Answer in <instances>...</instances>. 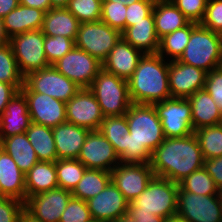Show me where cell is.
<instances>
[{
    "label": "cell",
    "instance_id": "cell-38",
    "mask_svg": "<svg viewBox=\"0 0 222 222\" xmlns=\"http://www.w3.org/2000/svg\"><path fill=\"white\" fill-rule=\"evenodd\" d=\"M179 187L186 192L199 195H219L215 181L204 167L191 173L179 183Z\"/></svg>",
    "mask_w": 222,
    "mask_h": 222
},
{
    "label": "cell",
    "instance_id": "cell-7",
    "mask_svg": "<svg viewBox=\"0 0 222 222\" xmlns=\"http://www.w3.org/2000/svg\"><path fill=\"white\" fill-rule=\"evenodd\" d=\"M45 35L42 30L17 34L9 39L18 69L23 77L49 65L44 50Z\"/></svg>",
    "mask_w": 222,
    "mask_h": 222
},
{
    "label": "cell",
    "instance_id": "cell-49",
    "mask_svg": "<svg viewBox=\"0 0 222 222\" xmlns=\"http://www.w3.org/2000/svg\"><path fill=\"white\" fill-rule=\"evenodd\" d=\"M17 91L12 84L0 82V114L5 112L10 99Z\"/></svg>",
    "mask_w": 222,
    "mask_h": 222
},
{
    "label": "cell",
    "instance_id": "cell-21",
    "mask_svg": "<svg viewBox=\"0 0 222 222\" xmlns=\"http://www.w3.org/2000/svg\"><path fill=\"white\" fill-rule=\"evenodd\" d=\"M31 123L25 94L19 90L10 99L6 110L1 114V137L23 134Z\"/></svg>",
    "mask_w": 222,
    "mask_h": 222
},
{
    "label": "cell",
    "instance_id": "cell-35",
    "mask_svg": "<svg viewBox=\"0 0 222 222\" xmlns=\"http://www.w3.org/2000/svg\"><path fill=\"white\" fill-rule=\"evenodd\" d=\"M204 159L222 156V124L204 126L194 131Z\"/></svg>",
    "mask_w": 222,
    "mask_h": 222
},
{
    "label": "cell",
    "instance_id": "cell-34",
    "mask_svg": "<svg viewBox=\"0 0 222 222\" xmlns=\"http://www.w3.org/2000/svg\"><path fill=\"white\" fill-rule=\"evenodd\" d=\"M98 131L113 145L120 157L125 151L126 133L129 132L126 116L104 117Z\"/></svg>",
    "mask_w": 222,
    "mask_h": 222
},
{
    "label": "cell",
    "instance_id": "cell-52",
    "mask_svg": "<svg viewBox=\"0 0 222 222\" xmlns=\"http://www.w3.org/2000/svg\"><path fill=\"white\" fill-rule=\"evenodd\" d=\"M20 4V0H0V18H4L10 11Z\"/></svg>",
    "mask_w": 222,
    "mask_h": 222
},
{
    "label": "cell",
    "instance_id": "cell-42",
    "mask_svg": "<svg viewBox=\"0 0 222 222\" xmlns=\"http://www.w3.org/2000/svg\"><path fill=\"white\" fill-rule=\"evenodd\" d=\"M90 220L92 216L87 201L72 196L59 222H88Z\"/></svg>",
    "mask_w": 222,
    "mask_h": 222
},
{
    "label": "cell",
    "instance_id": "cell-29",
    "mask_svg": "<svg viewBox=\"0 0 222 222\" xmlns=\"http://www.w3.org/2000/svg\"><path fill=\"white\" fill-rule=\"evenodd\" d=\"M153 17L159 39L191 22L170 0L155 2Z\"/></svg>",
    "mask_w": 222,
    "mask_h": 222
},
{
    "label": "cell",
    "instance_id": "cell-54",
    "mask_svg": "<svg viewBox=\"0 0 222 222\" xmlns=\"http://www.w3.org/2000/svg\"><path fill=\"white\" fill-rule=\"evenodd\" d=\"M70 0H50L52 8H67Z\"/></svg>",
    "mask_w": 222,
    "mask_h": 222
},
{
    "label": "cell",
    "instance_id": "cell-9",
    "mask_svg": "<svg viewBox=\"0 0 222 222\" xmlns=\"http://www.w3.org/2000/svg\"><path fill=\"white\" fill-rule=\"evenodd\" d=\"M121 32L103 21L80 23L75 46L98 59L101 63L121 39Z\"/></svg>",
    "mask_w": 222,
    "mask_h": 222
},
{
    "label": "cell",
    "instance_id": "cell-17",
    "mask_svg": "<svg viewBox=\"0 0 222 222\" xmlns=\"http://www.w3.org/2000/svg\"><path fill=\"white\" fill-rule=\"evenodd\" d=\"M207 72L181 63L169 61L168 82L171 98H188L205 87Z\"/></svg>",
    "mask_w": 222,
    "mask_h": 222
},
{
    "label": "cell",
    "instance_id": "cell-41",
    "mask_svg": "<svg viewBox=\"0 0 222 222\" xmlns=\"http://www.w3.org/2000/svg\"><path fill=\"white\" fill-rule=\"evenodd\" d=\"M127 5L121 2L102 1L101 21L121 33L125 30Z\"/></svg>",
    "mask_w": 222,
    "mask_h": 222
},
{
    "label": "cell",
    "instance_id": "cell-31",
    "mask_svg": "<svg viewBox=\"0 0 222 222\" xmlns=\"http://www.w3.org/2000/svg\"><path fill=\"white\" fill-rule=\"evenodd\" d=\"M25 133L39 161L56 162L58 160L51 127L31 122Z\"/></svg>",
    "mask_w": 222,
    "mask_h": 222
},
{
    "label": "cell",
    "instance_id": "cell-8",
    "mask_svg": "<svg viewBox=\"0 0 222 222\" xmlns=\"http://www.w3.org/2000/svg\"><path fill=\"white\" fill-rule=\"evenodd\" d=\"M81 88L57 71L53 65L24 77L22 92H37L67 103Z\"/></svg>",
    "mask_w": 222,
    "mask_h": 222
},
{
    "label": "cell",
    "instance_id": "cell-58",
    "mask_svg": "<svg viewBox=\"0 0 222 222\" xmlns=\"http://www.w3.org/2000/svg\"><path fill=\"white\" fill-rule=\"evenodd\" d=\"M103 1H112V2H118V3L121 2L123 4L129 5L131 3H135L139 0H103Z\"/></svg>",
    "mask_w": 222,
    "mask_h": 222
},
{
    "label": "cell",
    "instance_id": "cell-16",
    "mask_svg": "<svg viewBox=\"0 0 222 222\" xmlns=\"http://www.w3.org/2000/svg\"><path fill=\"white\" fill-rule=\"evenodd\" d=\"M71 197V191L57 187L28 197L24 208L43 222H59Z\"/></svg>",
    "mask_w": 222,
    "mask_h": 222
},
{
    "label": "cell",
    "instance_id": "cell-10",
    "mask_svg": "<svg viewBox=\"0 0 222 222\" xmlns=\"http://www.w3.org/2000/svg\"><path fill=\"white\" fill-rule=\"evenodd\" d=\"M153 105L161 120L165 138L184 137L194 133L191 104L187 98H169Z\"/></svg>",
    "mask_w": 222,
    "mask_h": 222
},
{
    "label": "cell",
    "instance_id": "cell-46",
    "mask_svg": "<svg viewBox=\"0 0 222 222\" xmlns=\"http://www.w3.org/2000/svg\"><path fill=\"white\" fill-rule=\"evenodd\" d=\"M24 202L12 197L0 196V222H19Z\"/></svg>",
    "mask_w": 222,
    "mask_h": 222
},
{
    "label": "cell",
    "instance_id": "cell-60",
    "mask_svg": "<svg viewBox=\"0 0 222 222\" xmlns=\"http://www.w3.org/2000/svg\"><path fill=\"white\" fill-rule=\"evenodd\" d=\"M154 2L166 1V0H152Z\"/></svg>",
    "mask_w": 222,
    "mask_h": 222
},
{
    "label": "cell",
    "instance_id": "cell-62",
    "mask_svg": "<svg viewBox=\"0 0 222 222\" xmlns=\"http://www.w3.org/2000/svg\"><path fill=\"white\" fill-rule=\"evenodd\" d=\"M220 197H221V201H222V190L219 193Z\"/></svg>",
    "mask_w": 222,
    "mask_h": 222
},
{
    "label": "cell",
    "instance_id": "cell-3",
    "mask_svg": "<svg viewBox=\"0 0 222 222\" xmlns=\"http://www.w3.org/2000/svg\"><path fill=\"white\" fill-rule=\"evenodd\" d=\"M168 73V60L158 53L144 54L128 79L131 102L153 105L171 98Z\"/></svg>",
    "mask_w": 222,
    "mask_h": 222
},
{
    "label": "cell",
    "instance_id": "cell-19",
    "mask_svg": "<svg viewBox=\"0 0 222 222\" xmlns=\"http://www.w3.org/2000/svg\"><path fill=\"white\" fill-rule=\"evenodd\" d=\"M92 219L112 222L128 213L129 202L111 181L98 195L87 201Z\"/></svg>",
    "mask_w": 222,
    "mask_h": 222
},
{
    "label": "cell",
    "instance_id": "cell-57",
    "mask_svg": "<svg viewBox=\"0 0 222 222\" xmlns=\"http://www.w3.org/2000/svg\"><path fill=\"white\" fill-rule=\"evenodd\" d=\"M112 222H136L129 213H126Z\"/></svg>",
    "mask_w": 222,
    "mask_h": 222
},
{
    "label": "cell",
    "instance_id": "cell-2",
    "mask_svg": "<svg viewBox=\"0 0 222 222\" xmlns=\"http://www.w3.org/2000/svg\"><path fill=\"white\" fill-rule=\"evenodd\" d=\"M204 157L195 134L165 138L151 155V168L155 176L179 184L191 173L204 166Z\"/></svg>",
    "mask_w": 222,
    "mask_h": 222
},
{
    "label": "cell",
    "instance_id": "cell-30",
    "mask_svg": "<svg viewBox=\"0 0 222 222\" xmlns=\"http://www.w3.org/2000/svg\"><path fill=\"white\" fill-rule=\"evenodd\" d=\"M1 149L11 156L24 174L39 161L26 133L4 138Z\"/></svg>",
    "mask_w": 222,
    "mask_h": 222
},
{
    "label": "cell",
    "instance_id": "cell-59",
    "mask_svg": "<svg viewBox=\"0 0 222 222\" xmlns=\"http://www.w3.org/2000/svg\"><path fill=\"white\" fill-rule=\"evenodd\" d=\"M0 146H2V137H1V114H0Z\"/></svg>",
    "mask_w": 222,
    "mask_h": 222
},
{
    "label": "cell",
    "instance_id": "cell-45",
    "mask_svg": "<svg viewBox=\"0 0 222 222\" xmlns=\"http://www.w3.org/2000/svg\"><path fill=\"white\" fill-rule=\"evenodd\" d=\"M154 4L152 0H139L127 5L125 29L136 22L146 21V17L153 11Z\"/></svg>",
    "mask_w": 222,
    "mask_h": 222
},
{
    "label": "cell",
    "instance_id": "cell-27",
    "mask_svg": "<svg viewBox=\"0 0 222 222\" xmlns=\"http://www.w3.org/2000/svg\"><path fill=\"white\" fill-rule=\"evenodd\" d=\"M80 22L67 8H52L44 14L42 32L76 40Z\"/></svg>",
    "mask_w": 222,
    "mask_h": 222
},
{
    "label": "cell",
    "instance_id": "cell-56",
    "mask_svg": "<svg viewBox=\"0 0 222 222\" xmlns=\"http://www.w3.org/2000/svg\"><path fill=\"white\" fill-rule=\"evenodd\" d=\"M165 222H188V221L183 216L176 213L166 218Z\"/></svg>",
    "mask_w": 222,
    "mask_h": 222
},
{
    "label": "cell",
    "instance_id": "cell-23",
    "mask_svg": "<svg viewBox=\"0 0 222 222\" xmlns=\"http://www.w3.org/2000/svg\"><path fill=\"white\" fill-rule=\"evenodd\" d=\"M0 196L26 201L25 174L3 149H0Z\"/></svg>",
    "mask_w": 222,
    "mask_h": 222
},
{
    "label": "cell",
    "instance_id": "cell-33",
    "mask_svg": "<svg viewBox=\"0 0 222 222\" xmlns=\"http://www.w3.org/2000/svg\"><path fill=\"white\" fill-rule=\"evenodd\" d=\"M197 24L190 22L187 26L160 38L157 53L168 61L178 60L190 40L192 29Z\"/></svg>",
    "mask_w": 222,
    "mask_h": 222
},
{
    "label": "cell",
    "instance_id": "cell-50",
    "mask_svg": "<svg viewBox=\"0 0 222 222\" xmlns=\"http://www.w3.org/2000/svg\"><path fill=\"white\" fill-rule=\"evenodd\" d=\"M136 222H165L166 218L156 216L152 212H128Z\"/></svg>",
    "mask_w": 222,
    "mask_h": 222
},
{
    "label": "cell",
    "instance_id": "cell-61",
    "mask_svg": "<svg viewBox=\"0 0 222 222\" xmlns=\"http://www.w3.org/2000/svg\"><path fill=\"white\" fill-rule=\"evenodd\" d=\"M88 222H100V221H96V220L92 219V220H90Z\"/></svg>",
    "mask_w": 222,
    "mask_h": 222
},
{
    "label": "cell",
    "instance_id": "cell-32",
    "mask_svg": "<svg viewBox=\"0 0 222 222\" xmlns=\"http://www.w3.org/2000/svg\"><path fill=\"white\" fill-rule=\"evenodd\" d=\"M111 182V172L86 168L82 179L71 191L73 197L83 201L98 195Z\"/></svg>",
    "mask_w": 222,
    "mask_h": 222
},
{
    "label": "cell",
    "instance_id": "cell-5",
    "mask_svg": "<svg viewBox=\"0 0 222 222\" xmlns=\"http://www.w3.org/2000/svg\"><path fill=\"white\" fill-rule=\"evenodd\" d=\"M179 184L169 179L153 176L146 189L129 202L128 212H152L168 218L177 213V192Z\"/></svg>",
    "mask_w": 222,
    "mask_h": 222
},
{
    "label": "cell",
    "instance_id": "cell-14",
    "mask_svg": "<svg viewBox=\"0 0 222 222\" xmlns=\"http://www.w3.org/2000/svg\"><path fill=\"white\" fill-rule=\"evenodd\" d=\"M67 122L89 131L98 130L104 115L94 94L89 88H81L66 103Z\"/></svg>",
    "mask_w": 222,
    "mask_h": 222
},
{
    "label": "cell",
    "instance_id": "cell-13",
    "mask_svg": "<svg viewBox=\"0 0 222 222\" xmlns=\"http://www.w3.org/2000/svg\"><path fill=\"white\" fill-rule=\"evenodd\" d=\"M153 176L150 163H119L111 170V181L128 202L146 189Z\"/></svg>",
    "mask_w": 222,
    "mask_h": 222
},
{
    "label": "cell",
    "instance_id": "cell-12",
    "mask_svg": "<svg viewBox=\"0 0 222 222\" xmlns=\"http://www.w3.org/2000/svg\"><path fill=\"white\" fill-rule=\"evenodd\" d=\"M53 67L80 88H89L95 77L102 70V63L75 46L55 62Z\"/></svg>",
    "mask_w": 222,
    "mask_h": 222
},
{
    "label": "cell",
    "instance_id": "cell-18",
    "mask_svg": "<svg viewBox=\"0 0 222 222\" xmlns=\"http://www.w3.org/2000/svg\"><path fill=\"white\" fill-rule=\"evenodd\" d=\"M23 93L27 99L31 122L53 128L67 121L65 102L42 93Z\"/></svg>",
    "mask_w": 222,
    "mask_h": 222
},
{
    "label": "cell",
    "instance_id": "cell-15",
    "mask_svg": "<svg viewBox=\"0 0 222 222\" xmlns=\"http://www.w3.org/2000/svg\"><path fill=\"white\" fill-rule=\"evenodd\" d=\"M86 168L111 172L120 163L113 145L98 131H89L77 158Z\"/></svg>",
    "mask_w": 222,
    "mask_h": 222
},
{
    "label": "cell",
    "instance_id": "cell-11",
    "mask_svg": "<svg viewBox=\"0 0 222 222\" xmlns=\"http://www.w3.org/2000/svg\"><path fill=\"white\" fill-rule=\"evenodd\" d=\"M177 213L188 222H222V201L220 195H197L177 192Z\"/></svg>",
    "mask_w": 222,
    "mask_h": 222
},
{
    "label": "cell",
    "instance_id": "cell-1",
    "mask_svg": "<svg viewBox=\"0 0 222 222\" xmlns=\"http://www.w3.org/2000/svg\"><path fill=\"white\" fill-rule=\"evenodd\" d=\"M125 116L129 132L120 163H150L153 151L165 140L154 105L132 103Z\"/></svg>",
    "mask_w": 222,
    "mask_h": 222
},
{
    "label": "cell",
    "instance_id": "cell-26",
    "mask_svg": "<svg viewBox=\"0 0 222 222\" xmlns=\"http://www.w3.org/2000/svg\"><path fill=\"white\" fill-rule=\"evenodd\" d=\"M187 99L191 104L192 126L194 131L204 126L222 124V113L205 89L195 92Z\"/></svg>",
    "mask_w": 222,
    "mask_h": 222
},
{
    "label": "cell",
    "instance_id": "cell-20",
    "mask_svg": "<svg viewBox=\"0 0 222 222\" xmlns=\"http://www.w3.org/2000/svg\"><path fill=\"white\" fill-rule=\"evenodd\" d=\"M143 55L144 53L141 50L132 47L121 38L102 62V69L117 77L128 80L134 73Z\"/></svg>",
    "mask_w": 222,
    "mask_h": 222
},
{
    "label": "cell",
    "instance_id": "cell-47",
    "mask_svg": "<svg viewBox=\"0 0 222 222\" xmlns=\"http://www.w3.org/2000/svg\"><path fill=\"white\" fill-rule=\"evenodd\" d=\"M204 89L210 94L222 113V66L207 73Z\"/></svg>",
    "mask_w": 222,
    "mask_h": 222
},
{
    "label": "cell",
    "instance_id": "cell-39",
    "mask_svg": "<svg viewBox=\"0 0 222 222\" xmlns=\"http://www.w3.org/2000/svg\"><path fill=\"white\" fill-rule=\"evenodd\" d=\"M103 0H70L67 9L83 22H97L101 20Z\"/></svg>",
    "mask_w": 222,
    "mask_h": 222
},
{
    "label": "cell",
    "instance_id": "cell-36",
    "mask_svg": "<svg viewBox=\"0 0 222 222\" xmlns=\"http://www.w3.org/2000/svg\"><path fill=\"white\" fill-rule=\"evenodd\" d=\"M0 82L12 84L18 91L24 85V77L18 69L9 42L0 45Z\"/></svg>",
    "mask_w": 222,
    "mask_h": 222
},
{
    "label": "cell",
    "instance_id": "cell-44",
    "mask_svg": "<svg viewBox=\"0 0 222 222\" xmlns=\"http://www.w3.org/2000/svg\"><path fill=\"white\" fill-rule=\"evenodd\" d=\"M200 24L222 35V0H208L203 20Z\"/></svg>",
    "mask_w": 222,
    "mask_h": 222
},
{
    "label": "cell",
    "instance_id": "cell-28",
    "mask_svg": "<svg viewBox=\"0 0 222 222\" xmlns=\"http://www.w3.org/2000/svg\"><path fill=\"white\" fill-rule=\"evenodd\" d=\"M57 187L55 162L38 161L25 174L26 199Z\"/></svg>",
    "mask_w": 222,
    "mask_h": 222
},
{
    "label": "cell",
    "instance_id": "cell-43",
    "mask_svg": "<svg viewBox=\"0 0 222 222\" xmlns=\"http://www.w3.org/2000/svg\"><path fill=\"white\" fill-rule=\"evenodd\" d=\"M191 22L200 23L208 0H170Z\"/></svg>",
    "mask_w": 222,
    "mask_h": 222
},
{
    "label": "cell",
    "instance_id": "cell-53",
    "mask_svg": "<svg viewBox=\"0 0 222 222\" xmlns=\"http://www.w3.org/2000/svg\"><path fill=\"white\" fill-rule=\"evenodd\" d=\"M19 222H43L40 219L32 216L25 208L20 214Z\"/></svg>",
    "mask_w": 222,
    "mask_h": 222
},
{
    "label": "cell",
    "instance_id": "cell-40",
    "mask_svg": "<svg viewBox=\"0 0 222 222\" xmlns=\"http://www.w3.org/2000/svg\"><path fill=\"white\" fill-rule=\"evenodd\" d=\"M75 47V40L63 36H46L44 50L49 65H53Z\"/></svg>",
    "mask_w": 222,
    "mask_h": 222
},
{
    "label": "cell",
    "instance_id": "cell-6",
    "mask_svg": "<svg viewBox=\"0 0 222 222\" xmlns=\"http://www.w3.org/2000/svg\"><path fill=\"white\" fill-rule=\"evenodd\" d=\"M89 90L97 99L104 117L123 116L132 104L128 80L103 69L95 77Z\"/></svg>",
    "mask_w": 222,
    "mask_h": 222
},
{
    "label": "cell",
    "instance_id": "cell-22",
    "mask_svg": "<svg viewBox=\"0 0 222 222\" xmlns=\"http://www.w3.org/2000/svg\"><path fill=\"white\" fill-rule=\"evenodd\" d=\"M52 132L60 160L78 158L89 130L66 121L53 127Z\"/></svg>",
    "mask_w": 222,
    "mask_h": 222
},
{
    "label": "cell",
    "instance_id": "cell-25",
    "mask_svg": "<svg viewBox=\"0 0 222 222\" xmlns=\"http://www.w3.org/2000/svg\"><path fill=\"white\" fill-rule=\"evenodd\" d=\"M121 37L144 54L157 53L160 39L156 33L153 11L146 17V21H139L127 27Z\"/></svg>",
    "mask_w": 222,
    "mask_h": 222
},
{
    "label": "cell",
    "instance_id": "cell-55",
    "mask_svg": "<svg viewBox=\"0 0 222 222\" xmlns=\"http://www.w3.org/2000/svg\"><path fill=\"white\" fill-rule=\"evenodd\" d=\"M8 42L9 38L7 37L4 30L3 18H0V45Z\"/></svg>",
    "mask_w": 222,
    "mask_h": 222
},
{
    "label": "cell",
    "instance_id": "cell-51",
    "mask_svg": "<svg viewBox=\"0 0 222 222\" xmlns=\"http://www.w3.org/2000/svg\"><path fill=\"white\" fill-rule=\"evenodd\" d=\"M20 4L31 8L40 9L45 13L51 9L50 0H20Z\"/></svg>",
    "mask_w": 222,
    "mask_h": 222
},
{
    "label": "cell",
    "instance_id": "cell-48",
    "mask_svg": "<svg viewBox=\"0 0 222 222\" xmlns=\"http://www.w3.org/2000/svg\"><path fill=\"white\" fill-rule=\"evenodd\" d=\"M207 173L212 177L215 181V184L219 191L222 190V156L213 158V159H205L204 166Z\"/></svg>",
    "mask_w": 222,
    "mask_h": 222
},
{
    "label": "cell",
    "instance_id": "cell-4",
    "mask_svg": "<svg viewBox=\"0 0 222 222\" xmlns=\"http://www.w3.org/2000/svg\"><path fill=\"white\" fill-rule=\"evenodd\" d=\"M179 62L192 65L205 72L222 66V35L198 23L191 32Z\"/></svg>",
    "mask_w": 222,
    "mask_h": 222
},
{
    "label": "cell",
    "instance_id": "cell-37",
    "mask_svg": "<svg viewBox=\"0 0 222 222\" xmlns=\"http://www.w3.org/2000/svg\"><path fill=\"white\" fill-rule=\"evenodd\" d=\"M58 187L72 191L82 179L85 165L78 159H60L55 162Z\"/></svg>",
    "mask_w": 222,
    "mask_h": 222
},
{
    "label": "cell",
    "instance_id": "cell-24",
    "mask_svg": "<svg viewBox=\"0 0 222 222\" xmlns=\"http://www.w3.org/2000/svg\"><path fill=\"white\" fill-rule=\"evenodd\" d=\"M44 14L45 12L40 9L19 4L3 18L4 30L7 37L10 39L17 34L32 30H41Z\"/></svg>",
    "mask_w": 222,
    "mask_h": 222
}]
</instances>
